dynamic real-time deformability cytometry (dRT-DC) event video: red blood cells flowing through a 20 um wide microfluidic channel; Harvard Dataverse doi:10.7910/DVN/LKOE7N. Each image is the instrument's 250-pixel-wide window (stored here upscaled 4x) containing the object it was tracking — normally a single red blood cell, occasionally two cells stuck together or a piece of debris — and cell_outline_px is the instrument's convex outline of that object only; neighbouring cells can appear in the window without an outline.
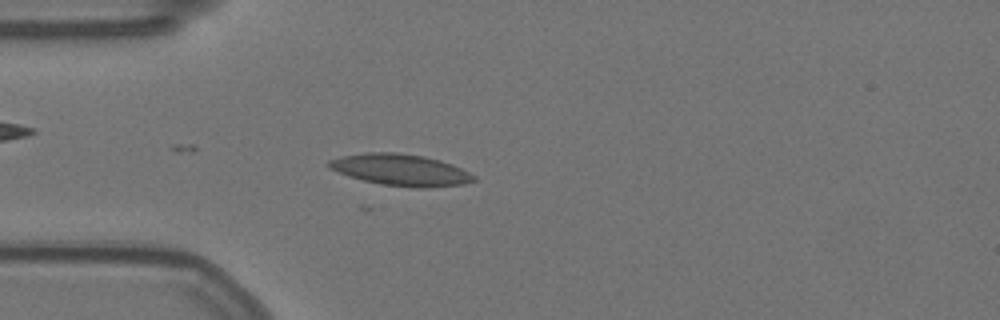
{"species": "Egyptian fruit bat (a non-hibernating species)", "species_latin": "Rousettus aegyptiacus", "temperature_condition": "warm", "stored_images_in_passage": 29, "camera_frame_rate_fps": 3000, "um_per_image_px": 0.085, "animal": {"sex": "female"}, "frame": {"image": 1, "passage_image": 5, "time_ms": 1.333, "image_size_px": [1000, 320], "cell_outline_px": [[476, 180], [464, 184], [428, 188], [420, 188], [380, 184], [348, 176], [328, 168], [324, 164], [328, 160], [340, 156], [364, 152], [396, 152], [424, 156], [440, 160], [452, 164], [476, 176]], "centroid_in_image_um": [34.02, 14.43], "position_along_channel_um": 51.0, "area_um2": 26.88}}